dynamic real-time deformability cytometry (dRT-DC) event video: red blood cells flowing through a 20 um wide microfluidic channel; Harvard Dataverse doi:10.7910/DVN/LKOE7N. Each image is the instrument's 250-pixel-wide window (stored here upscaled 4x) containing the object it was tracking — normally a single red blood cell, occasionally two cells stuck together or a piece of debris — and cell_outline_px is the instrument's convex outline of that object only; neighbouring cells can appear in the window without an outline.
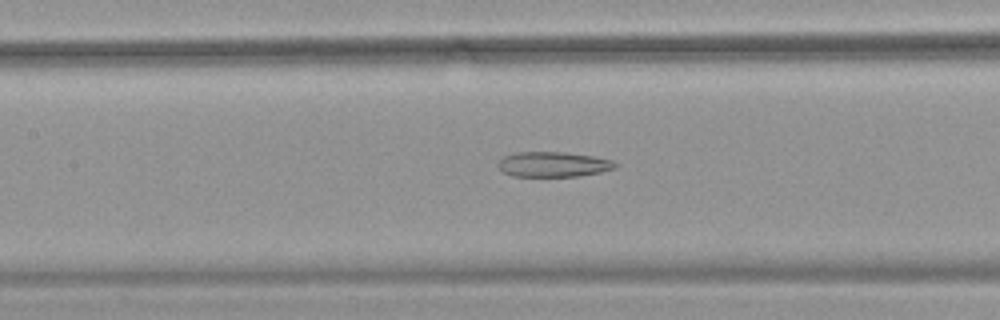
{"species": "common noctule bat (a hibernating species)", "species_latin": "Nyctalus noctula", "temperature_condition": "warm", "stored_images_in_passage": 39, "camera_frame_rate_fps": 3000, "um_per_image_px": 0.085, "animal": {"sex": "female", "body_mass_g": 18.4}, "frame": {"image": 1, "passage_image": 11, "time_ms": 3.333, "image_size_px": [1000, 320], "cell_outline_px": [[620, 164], [616, 168], [600, 172], [576, 176], [512, 176], [504, 172], [496, 164], [504, 156], [512, 152], [564, 152], [592, 156], [612, 160]], "centroid_in_image_um": [47.03, 13.96], "position_along_channel_um": 160.4, "area_um2": 17.17}}
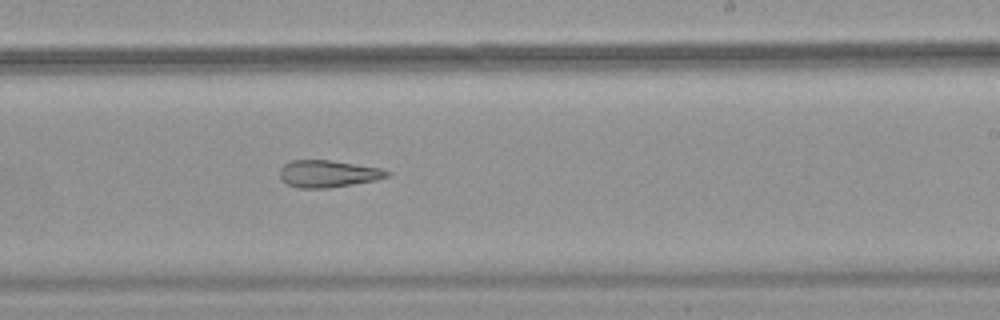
{"frame": {"image": 2, "passage_image": 19, "time_ms": 6.0, "image_size_px": [1000, 320], "cell_outline_px": [[392, 172], [388, 176], [376, 180], [328, 188], [300, 188], [288, 184], [280, 176], [280, 168], [284, 164], [292, 160], [332, 160], [380, 168]], "centroid_in_image_um": [27.9, 14.76], "position_along_channel_um": 261.1, "area_um2": 16.82}}
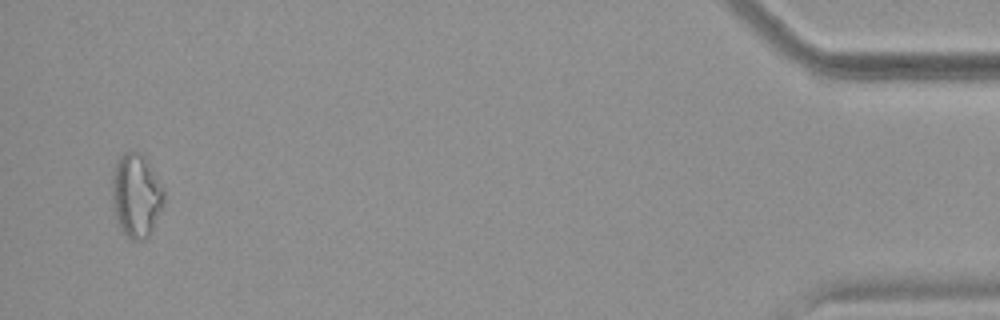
{"frame": {"image": 3, "passage_image": 38, "time_ms": 12.333, "image_size_px": [1000, 320], "cell_outline_px": [[164, 200], [152, 232], [148, 236], [140, 240], [132, 240], [120, 232], [112, 208], [112, 168], [116, 160], [124, 152], [140, 152], [148, 160], [164, 188]], "centroid_in_image_um": [11.55, 16.61], "position_along_channel_um": 423.7, "area_um2": 25.84}, "authors_computed_cell_mechanics": {"area_um2": 18.9006, "velocity_mm_per_s": 3.7971, "shape_relaxation_time_tau1_ms": null, "shape_relaxation_time_tau2_ms": 7.7159, "deformation_change_tau1": null, "deformation_change_tau2": 0.2271}}